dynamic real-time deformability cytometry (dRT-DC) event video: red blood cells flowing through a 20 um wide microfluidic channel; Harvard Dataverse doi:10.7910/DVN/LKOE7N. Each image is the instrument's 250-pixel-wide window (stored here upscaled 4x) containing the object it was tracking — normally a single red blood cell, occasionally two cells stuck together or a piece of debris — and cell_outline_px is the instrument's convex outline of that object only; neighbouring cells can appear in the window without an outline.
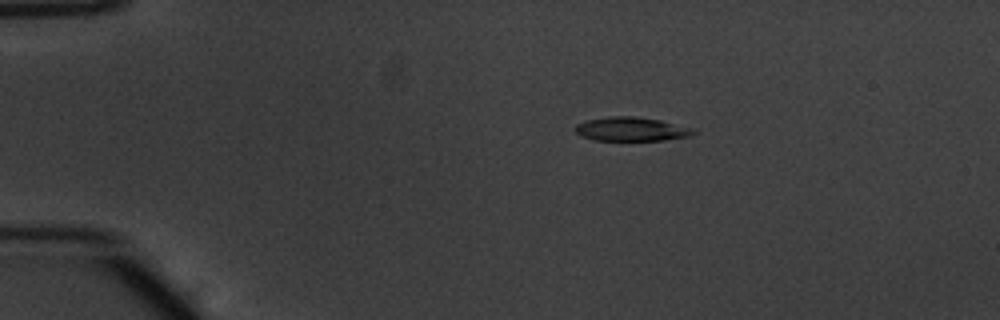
{"species": "common noctule bat (a hibernating species)", "species_latin": "Nyctalus noctula", "temperature_condition": "warm", "stored_images_in_passage": 44, "camera_frame_rate_fps": 3000, "um_per_image_px": 0.085, "animal": {"sex": "male", "body_mass_g": 20.1, "forearm_length_mm": 53.5}, "frame": {"image": 1, "passage_image": 1, "time_ms": 0.0, "image_size_px": [1000, 320], "cell_outline_px": [[700, 132], [692, 136], [664, 140], [592, 140], [580, 136], [576, 132], [576, 124], [588, 120], [608, 116], [636, 116], [660, 120], [696, 128]], "centroid_in_image_um": [53.75, 10.97], "position_along_channel_um": 31.3, "area_um2": 16.76}}
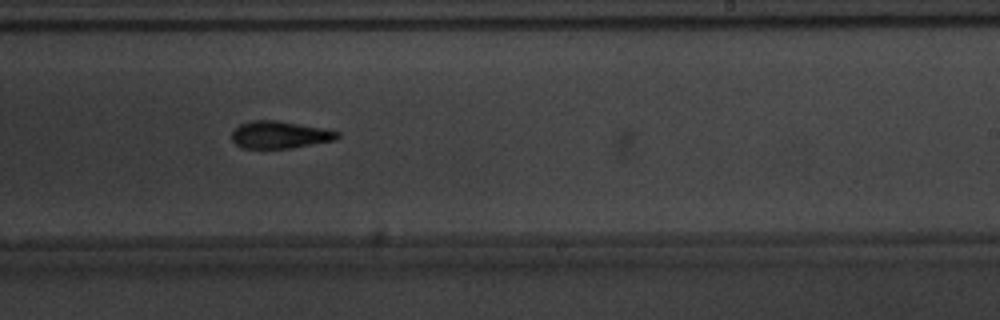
{"frame": {"image": 2, "passage_image": 24, "time_ms": 7.667, "image_size_px": [1000, 320], "cell_outline_px": [[340, 136], [336, 140], [292, 148], [244, 148], [236, 144], [232, 140], [232, 132], [240, 124], [252, 120], [276, 120], [320, 128], [340, 132]], "centroid_in_image_um": [23.78, 11.46], "position_along_channel_um": 265.2, "area_um2": 16.65}}
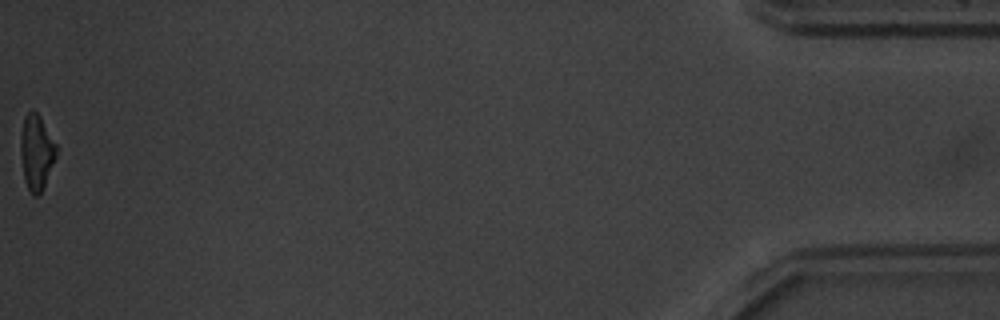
{"frame": {"image": 3, "passage_image": 44, "time_ms": 14.333, "image_size_px": [1000, 320], "cell_outline_px": [[56, 156], [44, 184], [40, 192], [36, 196], [32, 196], [24, 180], [20, 152], [20, 136], [24, 116], [32, 108], [40, 116], [56, 144]], "centroid_in_image_um": [3.07, 12.9], "position_along_channel_um": 432.1, "area_um2": 15.49}, "authors_computed_cell_mechanics": {"area_um2": 17.0221, "velocity_mm_per_s": 3.8526, "shape_relaxation_time_tau1_ms": 3.1063, "shape_relaxation_time_tau2_ms": 9.6852, "deformation_change_tau1": 0.1317, "deformation_change_tau2": 0.2516}}